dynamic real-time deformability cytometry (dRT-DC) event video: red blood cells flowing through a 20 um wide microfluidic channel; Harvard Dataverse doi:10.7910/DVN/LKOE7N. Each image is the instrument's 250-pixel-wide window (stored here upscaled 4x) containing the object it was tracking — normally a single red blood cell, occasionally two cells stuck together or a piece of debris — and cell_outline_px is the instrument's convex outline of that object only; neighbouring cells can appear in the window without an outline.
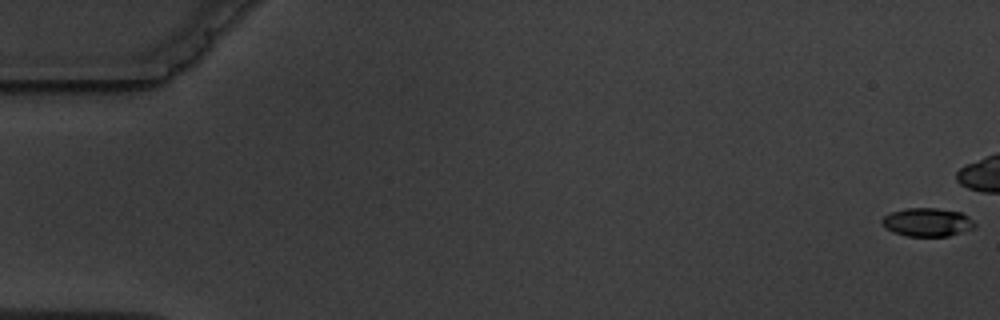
{"species": "common noctule bat (a hibernating species)", "species_latin": "Nyctalus noctula", "temperature_condition": "warm", "stored_images_in_passage": 7, "camera_frame_rate_fps": 3000, "um_per_image_px": 0.085, "animal": {"sex": "male", "body_mass_g": 19.5, "forearm_length_mm": 54.6}, "frame": {"image": 1, "passage_image": 1, "time_ms": 0.0, "image_size_px": [1000, 320], "cell_outline_px": [[976, 224], [972, 228], [948, 236], [908, 236], [892, 232], [884, 228], [880, 220], [884, 216], [892, 212], [908, 208], [936, 208], [960, 212], [968, 216]], "centroid_in_image_um": [78.78, 18.89], "position_along_channel_um": 6.2, "area_um2": 15.26}}